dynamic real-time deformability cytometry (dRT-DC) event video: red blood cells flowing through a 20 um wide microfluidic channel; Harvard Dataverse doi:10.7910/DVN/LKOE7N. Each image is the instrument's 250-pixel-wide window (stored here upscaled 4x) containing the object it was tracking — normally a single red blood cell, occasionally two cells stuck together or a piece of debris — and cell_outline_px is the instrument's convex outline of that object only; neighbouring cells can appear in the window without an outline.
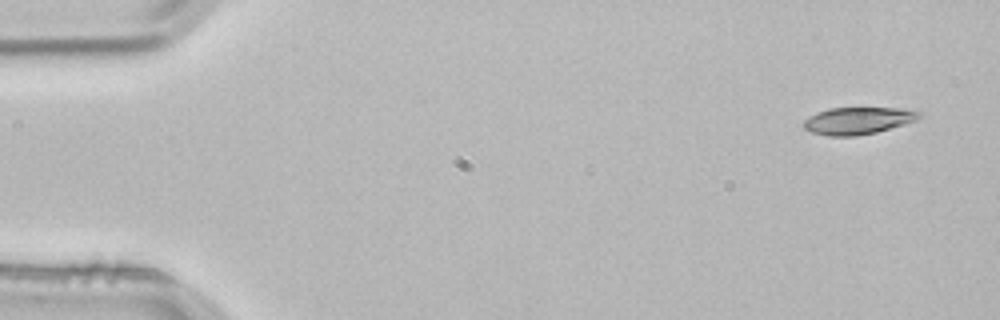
{"species": "common noctule bat (a hibernating species)", "species_latin": "Nyctalus noctula", "temperature_condition": "room temperature", "stored_images_in_passage": 3, "camera_frame_rate_fps": 3000, "um_per_image_px": 0.085, "animal": {"sex": "male", "body_mass_g": 21.5, "forearm_length_mm": 52.0}, "frame": {"image": 1, "passage_image": 1, "time_ms": 0.0, "image_size_px": [1000, 320], "cell_outline_px": [[924, 116], [916, 120], [904, 124], [876, 132], [856, 136], [828, 136], [812, 132], [804, 128], [800, 124], [808, 116], [816, 112], [828, 108], [900, 108], [920, 112]], "centroid_in_image_um": [72.88, 10.25], "position_along_channel_um": 12.1, "area_um2": 18.38}}
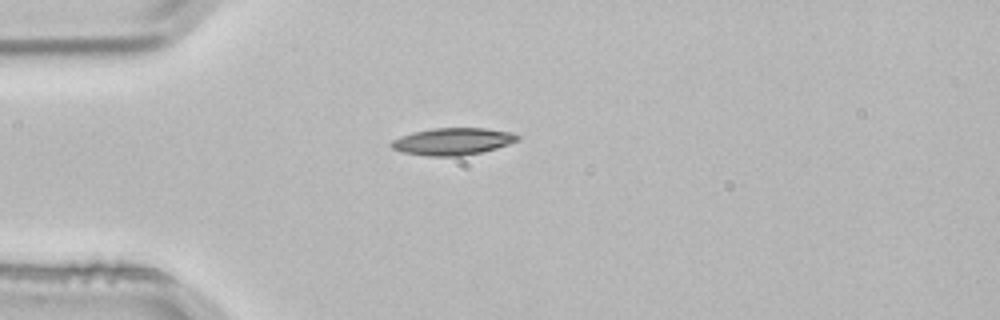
{"frame": {"image": 2, "passage_image": 3, "time_ms": 0.667, "image_size_px": [1000, 320], "cell_outline_px": [[520, 140], [496, 148], [480, 152], [460, 156], [428, 156], [400, 152], [392, 148], [388, 144], [392, 140], [400, 136], [412, 132], [432, 128], [484, 128], [512, 132], [520, 136]], "centroid_in_image_um": [38.44, 12.02], "position_along_channel_um": 46.6, "area_um2": 20.06}}